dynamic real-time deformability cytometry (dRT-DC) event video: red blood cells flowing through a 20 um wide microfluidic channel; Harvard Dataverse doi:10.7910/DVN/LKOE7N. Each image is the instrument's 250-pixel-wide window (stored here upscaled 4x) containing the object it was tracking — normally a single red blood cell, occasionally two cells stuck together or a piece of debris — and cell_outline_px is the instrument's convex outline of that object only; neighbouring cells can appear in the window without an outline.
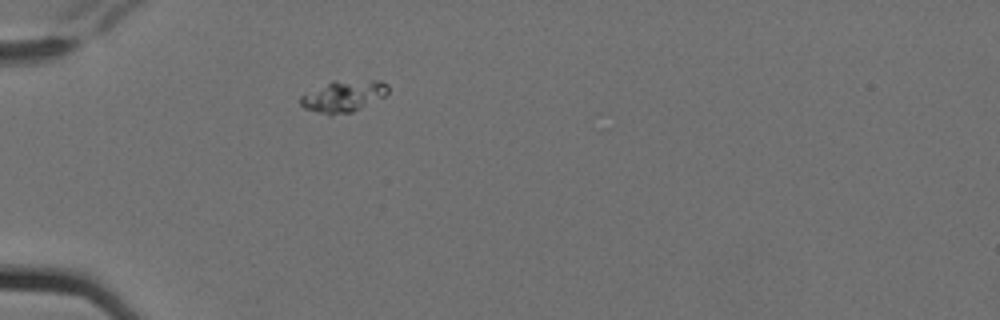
{"species": "Egyptian fruit bat (a non-hibernating species)", "species_latin": "Rousettus aegyptiacus", "temperature_condition": "cold", "stored_images_in_passage": 1, "camera_frame_rate_fps": 3000, "um_per_image_px": 0.085, "animal": {"sex": "female"}, "frame": {"image": 1, "passage_image": 1, "time_ms": 0.0, "image_size_px": [1000, 320], "cell_outline_px": [[388, 92], [384, 96], [352, 112], [332, 116], [328, 116], [304, 108], [300, 104], [300, 96], [332, 80], [380, 80], [388, 84]], "centroid_in_image_um": [29.18, 8.18], "position_along_channel_um": 55.8, "area_um2": 16.24}}